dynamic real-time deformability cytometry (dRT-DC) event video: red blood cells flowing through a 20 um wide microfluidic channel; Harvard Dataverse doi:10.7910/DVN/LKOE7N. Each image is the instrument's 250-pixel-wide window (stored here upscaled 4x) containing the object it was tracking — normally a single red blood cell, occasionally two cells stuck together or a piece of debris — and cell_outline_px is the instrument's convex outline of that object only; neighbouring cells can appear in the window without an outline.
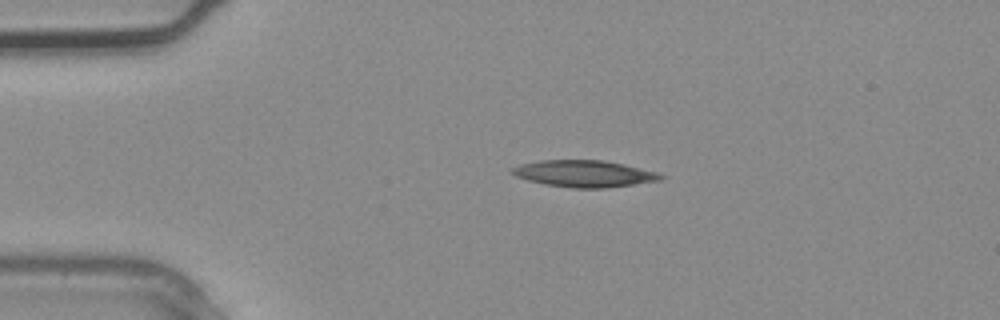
{"species": "common noctule bat (a hibernating species)", "species_latin": "Nyctalus noctula", "temperature_condition": "warm", "stored_images_in_passage": 2, "camera_frame_rate_fps": 3000, "um_per_image_px": 0.085, "animal": {"sex": "male", "body_mass_g": 20.4}, "frame": {"image": 1, "passage_image": 1, "time_ms": 0.0, "image_size_px": [1000, 320], "cell_outline_px": [[668, 176], [660, 180], [608, 188], [572, 188], [544, 184], [528, 180], [516, 176], [508, 172], [512, 168], [520, 164], [540, 160], [604, 160], [624, 164], [656, 172]], "centroid_in_image_um": [49.65, 14.76], "position_along_channel_um": 35.4, "area_um2": 23.24}}